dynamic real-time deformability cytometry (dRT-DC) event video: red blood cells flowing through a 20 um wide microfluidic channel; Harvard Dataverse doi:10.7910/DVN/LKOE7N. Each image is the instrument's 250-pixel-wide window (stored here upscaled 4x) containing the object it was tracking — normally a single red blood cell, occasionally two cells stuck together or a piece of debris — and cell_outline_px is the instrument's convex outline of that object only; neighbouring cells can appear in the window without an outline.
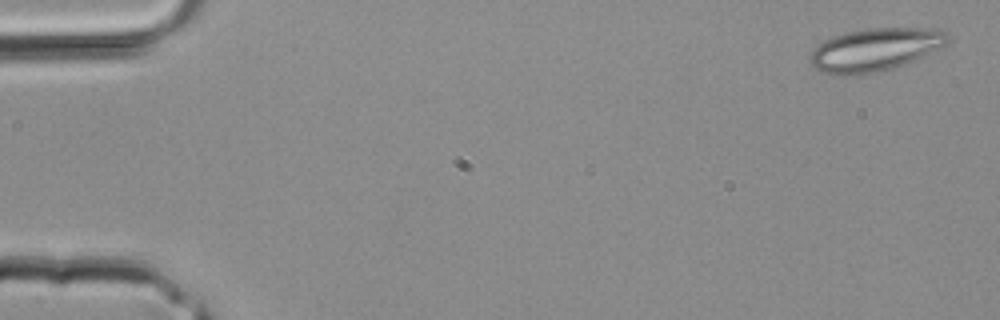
{"species": "common noctule bat (a hibernating species)", "species_latin": "Nyctalus noctula", "temperature_condition": "room temperature", "stored_images_in_passage": 3, "camera_frame_rate_fps": 3000, "um_per_image_px": 0.085, "animal": {"sex": "male", "body_mass_g": 20.4}, "frame": {"image": 1, "passage_image": 1, "time_ms": 0.0, "image_size_px": [1000, 320], "cell_outline_px": [[952, 40], [904, 64], [892, 68], [876, 72], [844, 76], [820, 72], [812, 68], [812, 52], [824, 40], [848, 32], [872, 28], [936, 28], [948, 32]], "centroid_in_image_um": [74.38, 4.22], "position_along_channel_um": 10.6, "area_um2": 33.81}}